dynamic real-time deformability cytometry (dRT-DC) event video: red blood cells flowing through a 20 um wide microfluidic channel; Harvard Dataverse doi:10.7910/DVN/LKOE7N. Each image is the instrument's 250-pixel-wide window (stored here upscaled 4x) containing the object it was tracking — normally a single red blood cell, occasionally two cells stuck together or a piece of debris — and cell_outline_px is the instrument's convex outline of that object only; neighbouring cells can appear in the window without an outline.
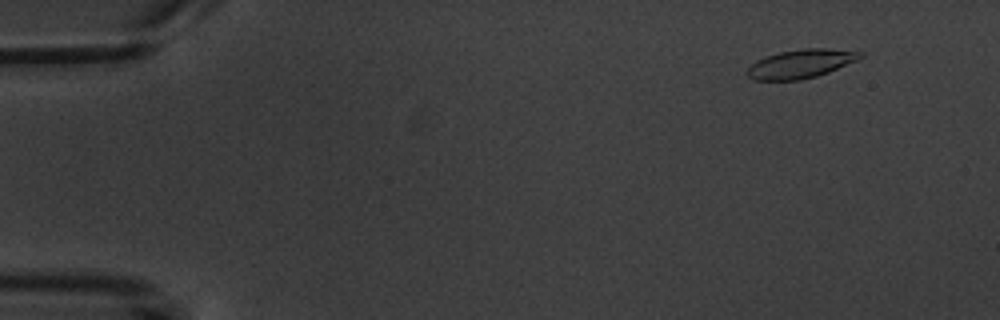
{"species": "common noctule bat (a hibernating species)", "species_latin": "Nyctalus noctula", "temperature_condition": "warm", "stored_images_in_passage": 4, "camera_frame_rate_fps": 3000, "um_per_image_px": 0.085, "animal": {"sex": "male", "body_mass_g": 20.1, "forearm_length_mm": 53.5}, "frame": {"image": 1, "passage_image": 1, "time_ms": 0.0, "image_size_px": [1000, 320], "cell_outline_px": [[864, 56], [856, 60], [828, 72], [816, 76], [800, 80], [756, 80], [748, 76], [744, 72], [756, 60], [764, 56], [780, 52], [804, 48], [828, 48], [864, 52]], "centroid_in_image_um": [68.05, 5.41], "position_along_channel_um": 17.0, "area_um2": 18.9}}